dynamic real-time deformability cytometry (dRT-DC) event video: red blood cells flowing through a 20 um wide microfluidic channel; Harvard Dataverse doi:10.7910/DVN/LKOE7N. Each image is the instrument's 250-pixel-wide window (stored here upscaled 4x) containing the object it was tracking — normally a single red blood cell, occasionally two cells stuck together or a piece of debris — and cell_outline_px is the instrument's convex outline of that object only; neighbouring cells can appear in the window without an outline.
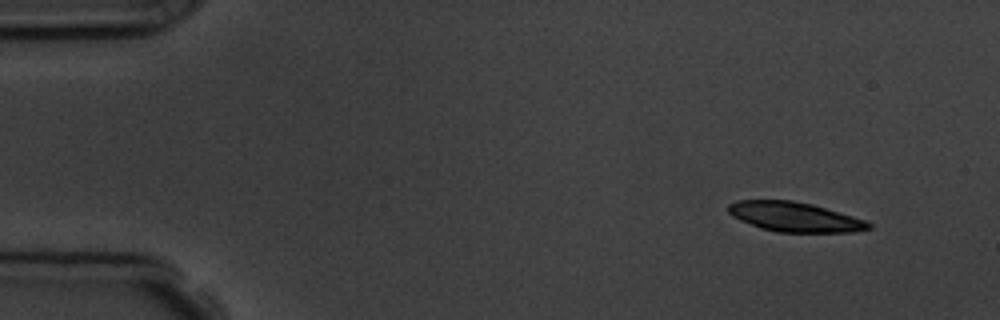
{"species": "common noctule bat (a hibernating species)", "species_latin": "Nyctalus noctula", "temperature_condition": "room temperature", "stored_images_in_passage": 4, "camera_frame_rate_fps": 3000, "um_per_image_px": 0.085, "animal": {"sex": "male", "body_mass_g": 19.5, "forearm_length_mm": 54.6}, "frame": {"image": 1, "passage_image": 1, "time_ms": 0.0, "image_size_px": [1000, 320], "cell_outline_px": [[872, 228], [852, 232], [776, 232], [760, 228], [740, 220], [732, 216], [728, 212], [728, 204], [736, 200], [792, 200], [812, 204], [852, 216], [864, 220], [872, 224]], "centroid_in_image_um": [67.52, 18.43], "position_along_channel_um": 17.5, "area_um2": 24.16}}
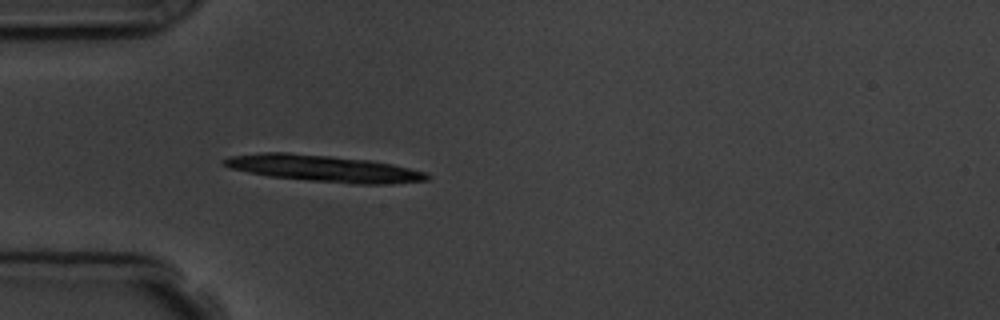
{"frame": {"image": 2, "passage_image": 4, "time_ms": 3.667, "image_size_px": [1000, 320], "cell_outline_px": [[432, 176], [428, 180], [392, 184], [352, 184], [308, 180], [268, 176], [228, 168], [220, 164], [220, 160], [228, 156], [260, 152], [288, 152], [368, 160], [392, 164], [428, 172]], "centroid_in_image_um": [27.48, 14.32], "position_along_channel_um": 57.5, "area_um2": 31.79}}